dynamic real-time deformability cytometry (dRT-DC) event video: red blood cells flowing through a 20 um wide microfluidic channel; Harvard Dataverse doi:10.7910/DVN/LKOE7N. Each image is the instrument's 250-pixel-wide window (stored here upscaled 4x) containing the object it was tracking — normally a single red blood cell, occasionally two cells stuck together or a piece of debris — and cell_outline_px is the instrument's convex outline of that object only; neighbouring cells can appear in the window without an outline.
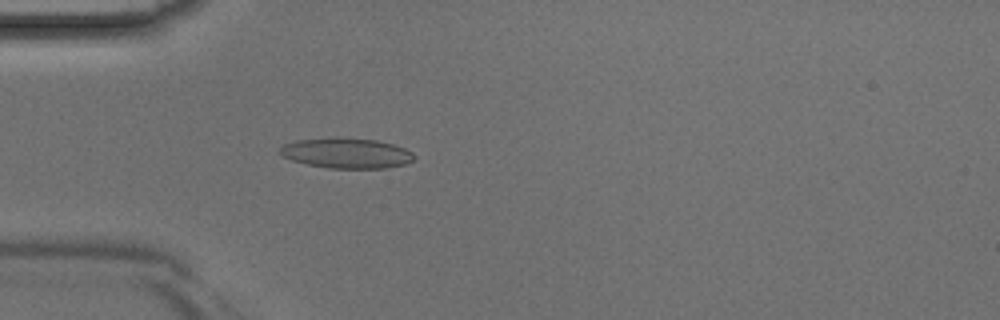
{"species": "Egyptian fruit bat (a non-hibernating species)", "species_latin": "Rousettus aegyptiacus", "temperature_condition": "room temperature", "stored_images_in_passage": 37, "camera_frame_rate_fps": 3000, "um_per_image_px": 0.085, "animal": {"sex": "male"}, "frame": {"image": 1, "passage_image": 6, "time_ms": 1.667, "image_size_px": [1000, 320], "cell_outline_px": [[416, 156], [412, 160], [404, 164], [384, 168], [328, 168], [308, 164], [292, 160], [284, 156], [280, 152], [280, 148], [284, 144], [296, 140], [336, 136], [340, 136], [376, 140], [392, 144], [404, 148], [412, 152]], "centroid_in_image_um": [29.44, 12.99], "position_along_channel_um": 55.6, "area_um2": 23.76}}
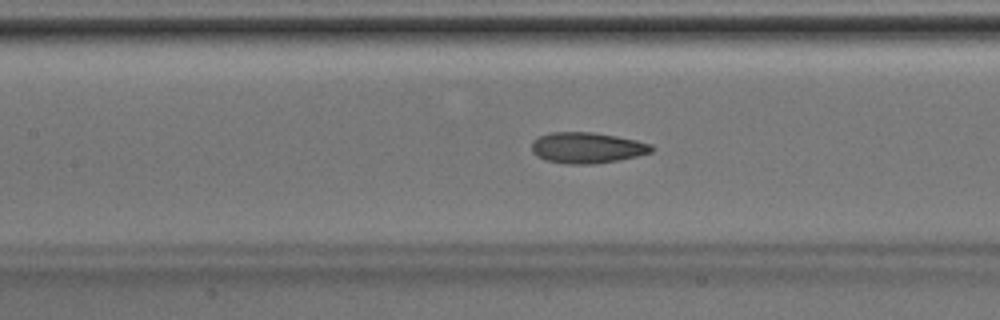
{"frame": {"image": 2, "passage_image": 13, "time_ms": 4.0, "image_size_px": [1000, 320], "cell_outline_px": [[656, 148], [652, 152], [620, 160], [596, 164], [564, 164], [544, 160], [536, 156], [532, 152], [532, 140], [540, 136], [552, 132], [592, 132], [616, 136], [636, 140], [652, 144]], "centroid_in_image_um": [49.9, 12.57], "position_along_channel_um": 157.5, "area_um2": 21.85}}
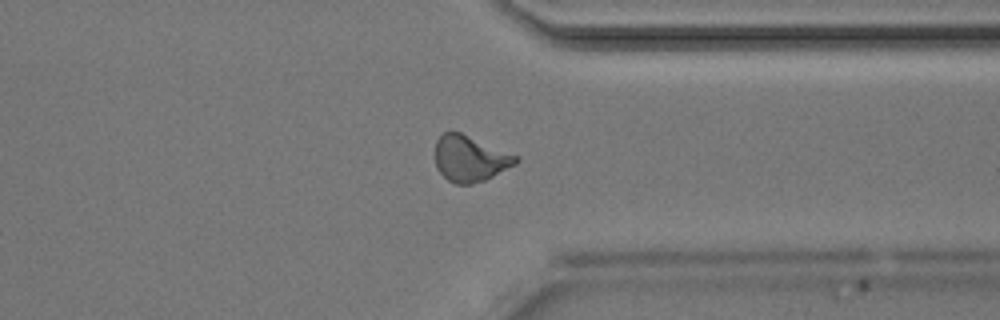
{"frame": {"image": 3, "passage_image": 27, "time_ms": 8.667, "image_size_px": [1000, 320], "cell_outline_px": [[520, 160], [516, 164], [484, 180], [468, 184], [456, 184], [448, 180], [436, 168], [436, 140], [444, 132], [460, 132], [520, 156]], "centroid_in_image_um": [39.97, 13.47], "position_along_channel_um": 371.4, "area_um2": 21.5}}